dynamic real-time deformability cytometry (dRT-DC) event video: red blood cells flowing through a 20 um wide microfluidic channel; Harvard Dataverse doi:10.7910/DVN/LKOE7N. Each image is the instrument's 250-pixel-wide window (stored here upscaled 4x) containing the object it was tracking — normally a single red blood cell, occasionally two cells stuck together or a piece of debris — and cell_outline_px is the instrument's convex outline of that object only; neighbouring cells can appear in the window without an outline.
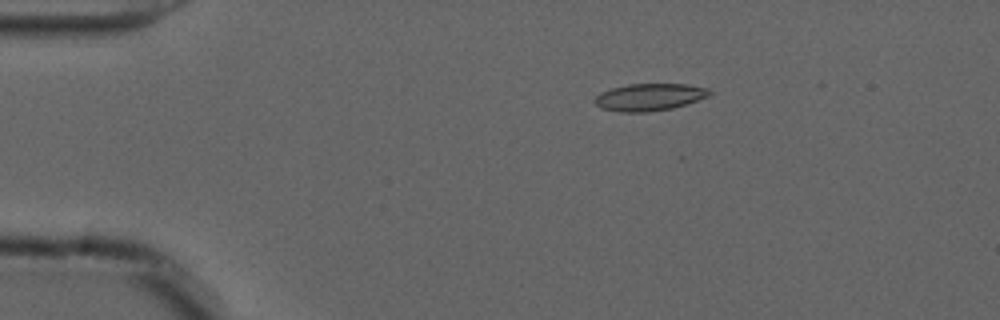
{"species": "common noctule bat (a hibernating species)", "species_latin": "Nyctalus noctula", "temperature_condition": "cold", "stored_images_in_passage": 46, "camera_frame_rate_fps": 3000, "um_per_image_px": 0.085, "animal": {"sex": "male", "forearm_length_mm": 52.5}, "frame": {"image": 1, "passage_image": 1, "time_ms": 0.0, "image_size_px": [1000, 320], "cell_outline_px": [[712, 92], [708, 96], [672, 108], [644, 112], [620, 112], [600, 108], [592, 100], [600, 92], [612, 88], [628, 84], [684, 84], [708, 88]], "centroid_in_image_um": [55.14, 8.25], "position_along_channel_um": 29.9, "area_um2": 18.03}}
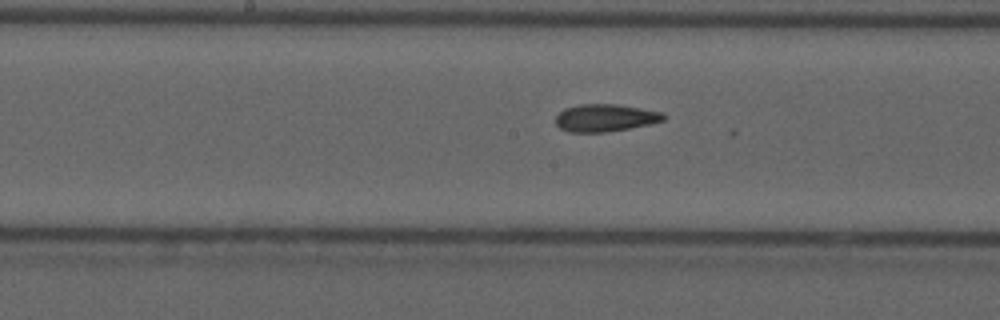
{"frame": {"image": 2, "passage_image": 19, "time_ms": 6.0, "image_size_px": [1000, 320], "cell_outline_px": [[668, 116], [664, 120], [648, 124], [608, 132], [568, 132], [560, 128], [556, 124], [556, 116], [564, 108], [580, 104], [616, 104], [640, 108], [660, 112]], "centroid_in_image_um": [51.42, 10.01], "position_along_channel_um": 196.8, "area_um2": 17.17}}
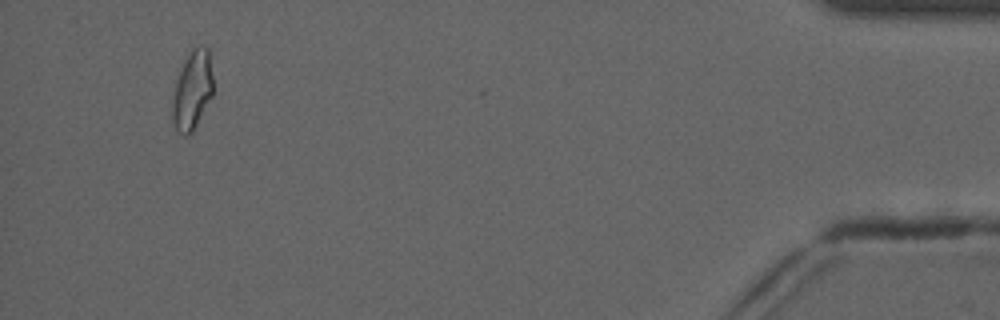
{"frame": {"image": 3, "passage_image": 43, "time_ms": 14.0, "image_size_px": [1000, 320], "cell_outline_px": [[212, 96], [192, 132], [188, 136], [184, 136], [176, 128], [172, 116], [172, 100], [176, 80], [184, 60], [192, 48], [200, 44], [204, 44], [208, 48], [212, 76]], "centroid_in_image_um": [16.34, 7.63], "position_along_channel_um": 418.9, "area_um2": 18.61}, "authors_computed_cell_mechanics": {"area_um2": 17.3689, "velocity_mm_per_s": 3.7175, "shape_relaxation_time_tau1_ms": 10.3815, "shape_relaxation_time_tau2_ms": 2.542, "deformation_change_tau1": 0.2221, "deformation_change_tau2": 0.0987}}